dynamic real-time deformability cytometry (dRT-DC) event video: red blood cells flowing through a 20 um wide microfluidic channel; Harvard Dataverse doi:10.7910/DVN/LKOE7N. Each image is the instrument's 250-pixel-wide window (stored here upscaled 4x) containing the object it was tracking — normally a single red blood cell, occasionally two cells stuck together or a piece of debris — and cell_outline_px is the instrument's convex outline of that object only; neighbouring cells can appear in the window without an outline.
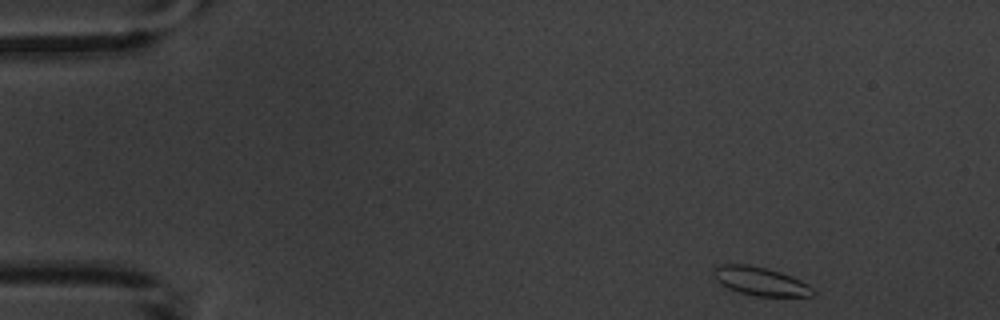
{"species": "common noctule bat (a hibernating species)", "species_latin": "Nyctalus noctula", "temperature_condition": "warm", "stored_images_in_passage": 4, "camera_frame_rate_fps": 3000, "um_per_image_px": 0.085, "animal": {"sex": "male", "body_mass_g": 20.1, "forearm_length_mm": 53.5}, "frame": {"image": 1, "passage_image": 1, "time_ms": 0.0, "image_size_px": [1000, 320], "cell_outline_px": [[816, 292], [812, 296], [756, 296], [740, 292], [728, 288], [720, 284], [716, 280], [712, 272], [712, 268], [720, 264], [748, 264], [780, 272], [808, 284]], "centroid_in_image_um": [64.59, 23.9], "position_along_channel_um": 20.4, "area_um2": 16.42}}
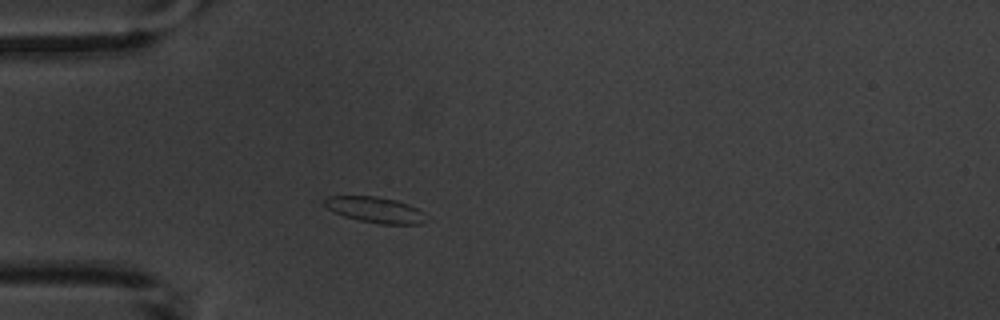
{"frame": {"image": 2, "passage_image": 4, "time_ms": 3.333, "image_size_px": [1000, 320], "cell_outline_px": [[432, 220], [420, 224], [380, 224], [360, 220], [344, 216], [328, 208], [320, 200], [328, 196], [376, 196], [396, 200], [408, 204], [424, 212]], "centroid_in_image_um": [31.96, 17.84], "position_along_channel_um": 53.0, "area_um2": 15.49}}